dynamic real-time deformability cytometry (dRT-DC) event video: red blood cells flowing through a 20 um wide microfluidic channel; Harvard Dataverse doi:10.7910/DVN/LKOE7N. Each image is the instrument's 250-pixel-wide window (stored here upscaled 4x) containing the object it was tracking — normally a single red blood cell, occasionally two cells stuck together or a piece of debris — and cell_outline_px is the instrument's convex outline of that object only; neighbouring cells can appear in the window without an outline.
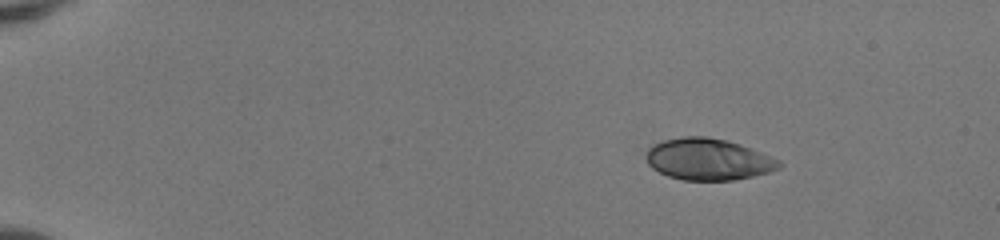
{"species": "human", "species_latin": "Homo sapiens", "temperature_condition": "room temperature", "stored_images_in_passage": 44, "camera_frame_rate_fps": 3000, "um_per_image_px": 0.085, "donor": {"sex": "female"}, "frame": {"image": 1, "passage_image": 1, "time_ms": 0.0, "image_size_px": [1000, 240], "cell_outline_px": [[784, 164], [780, 168], [768, 172], [752, 176], [732, 180], [684, 180], [668, 176], [652, 168], [648, 164], [644, 156], [648, 148], [652, 144], [664, 140], [680, 136], [708, 136], [728, 140], [740, 144], [772, 156], [780, 160]], "centroid_in_image_um": [60.19, 13.52], "position_along_channel_um": 24.8, "area_um2": 32.54}}
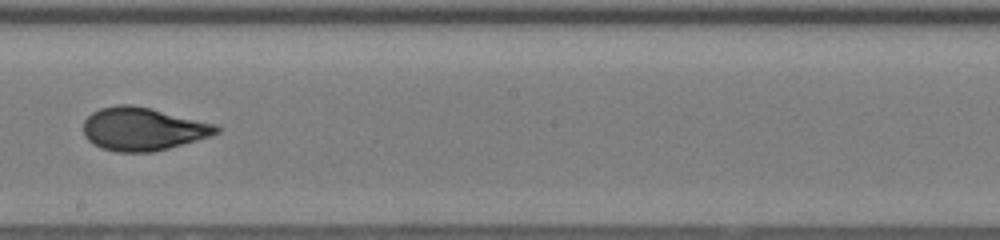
{"frame": {"image": 2, "passage_image": 25, "time_ms": 8.0, "image_size_px": [1000, 240], "cell_outline_px": [[220, 132], [212, 136], [168, 148], [152, 152], [116, 152], [100, 148], [92, 144], [84, 136], [84, 120], [92, 112], [100, 108], [116, 104], [132, 104], [216, 124], [220, 128]], "centroid_in_image_um": [12.12, 10.97], "position_along_channel_um": 236.1, "area_um2": 33.47}}
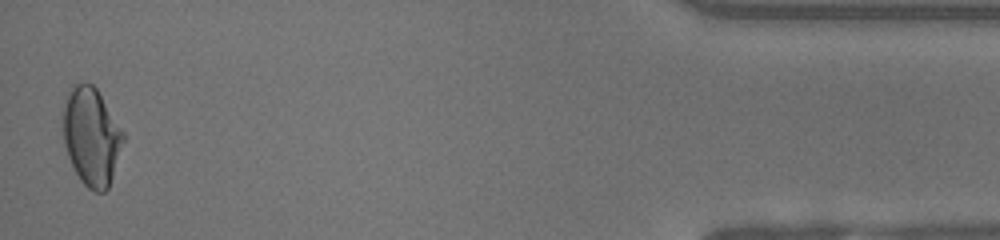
{"frame": {"image": 3, "passage_image": 44, "time_ms": 14.333, "image_size_px": [1000, 240], "cell_outline_px": [[124, 140], [108, 188], [104, 192], [96, 192], [88, 188], [80, 180], [68, 156], [64, 144], [60, 112], [72, 84], [92, 84], [96, 88], [124, 132]], "centroid_in_image_um": [7.73, 11.59], "position_along_channel_um": 427.5, "area_um2": 34.39}, "authors_computed_cell_mechanics": {"area_um2": 32.9171, "velocity_mm_per_s": 4.1228, "shape_relaxation_time_tau1_ms": 5.6607, "shape_relaxation_time_tau2_ms": 0.7846, "deformation_change_tau1": 0.2232, "deformation_change_tau2": 0.0467}}